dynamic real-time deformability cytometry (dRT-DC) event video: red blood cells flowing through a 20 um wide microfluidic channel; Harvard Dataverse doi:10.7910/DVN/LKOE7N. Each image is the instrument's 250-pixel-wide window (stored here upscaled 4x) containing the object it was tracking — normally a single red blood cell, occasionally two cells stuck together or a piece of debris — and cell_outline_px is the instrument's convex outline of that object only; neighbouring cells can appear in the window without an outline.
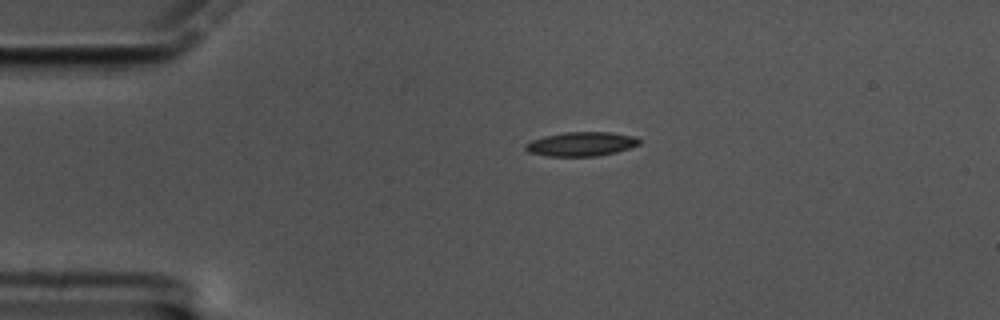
{"species": "common noctule bat (a hibernating species)", "species_latin": "Nyctalus noctula", "temperature_condition": "cold", "stored_images_in_passage": 48, "camera_frame_rate_fps": 3000, "um_per_image_px": 0.085, "animal": {"sex": "male", "body_mass_g": 17.5, "forearm_length_mm": 52.3}, "frame": {"image": 1, "passage_image": 1, "time_ms": 0.0, "image_size_px": [1000, 320], "cell_outline_px": [[640, 144], [616, 152], [596, 156], [548, 156], [528, 152], [524, 148], [524, 144], [532, 140], [544, 136], [564, 132], [612, 132], [636, 136], [640, 140]], "centroid_in_image_um": [49.4, 12.23], "position_along_channel_um": 35.6, "area_um2": 16.07}}
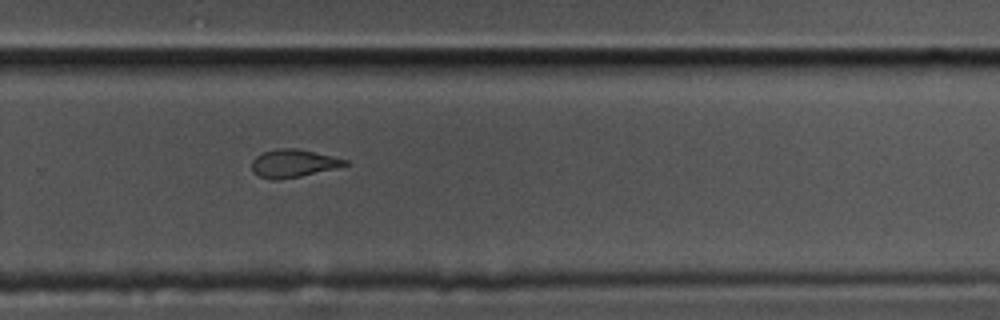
{"frame": {"image": 2, "passage_image": 28, "time_ms": 9.0, "image_size_px": [1000, 320], "cell_outline_px": [[348, 164], [300, 176], [276, 180], [272, 180], [260, 176], [252, 172], [252, 160], [260, 152], [276, 148], [296, 148], [332, 156], [348, 160]], "centroid_in_image_um": [24.85, 13.87], "position_along_channel_um": 304.9, "area_um2": 14.97}}
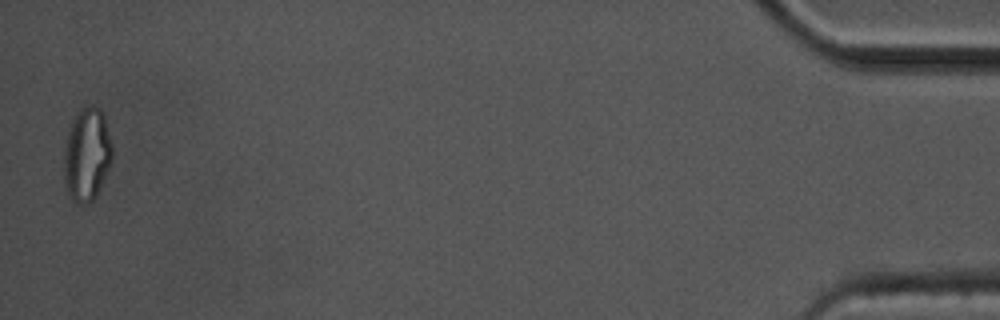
{"frame": {"image": 3, "passage_image": 47, "time_ms": 15.333, "image_size_px": [1000, 320], "cell_outline_px": [[112, 160], [92, 200], [88, 204], [76, 204], [68, 196], [64, 176], [64, 148], [68, 132], [72, 120], [84, 108], [100, 108], [104, 112], [112, 144]], "centroid_in_image_um": [7.38, 13.16], "position_along_channel_um": 427.8, "area_um2": 25.84}, "authors_computed_cell_mechanics": {"area_um2": 16.1262, "velocity_mm_per_s": 3.3883, "shape_relaxation_time_tau1_ms": 6.2665, "shape_relaxation_time_tau2_ms": 3.9871, "deformation_change_tau1": 0.2103, "deformation_change_tau2": 0.1271}}